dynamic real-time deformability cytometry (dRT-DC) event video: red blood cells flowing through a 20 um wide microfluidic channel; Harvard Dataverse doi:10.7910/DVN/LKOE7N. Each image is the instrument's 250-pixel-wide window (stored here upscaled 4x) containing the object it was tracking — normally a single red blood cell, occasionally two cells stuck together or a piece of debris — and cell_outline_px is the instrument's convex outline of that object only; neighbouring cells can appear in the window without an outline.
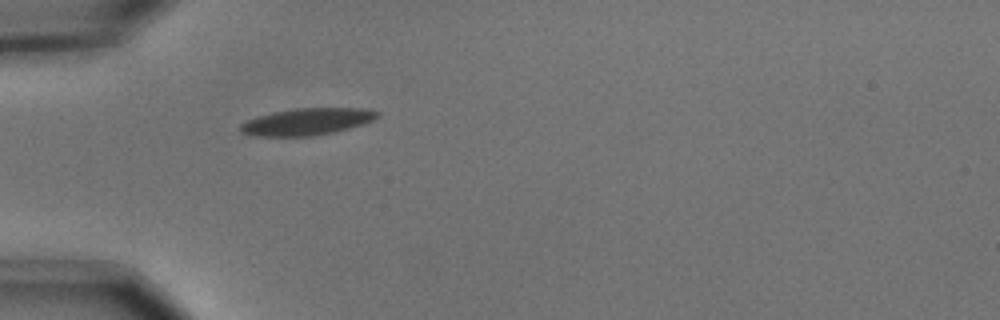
{"species": "common noctule bat (a hibernating species)", "species_latin": "Nyctalus noctula", "temperature_condition": "cold", "stored_images_in_passage": 1, "camera_frame_rate_fps": 3000, "um_per_image_px": 0.085, "animal": {"sex": "male", "body_mass_g": 15.6}, "frame": {"image": 1, "passage_image": 1, "time_ms": 0.0, "image_size_px": [1000, 320], "cell_outline_px": [[380, 116], [372, 120], [360, 124], [332, 132], [312, 136], [256, 136], [240, 132], [240, 124], [244, 120], [256, 116], [272, 112], [296, 108], [368, 108], [380, 112]], "centroid_in_image_um": [26.04, 10.33], "position_along_channel_um": 59.0, "area_um2": 21.44}}